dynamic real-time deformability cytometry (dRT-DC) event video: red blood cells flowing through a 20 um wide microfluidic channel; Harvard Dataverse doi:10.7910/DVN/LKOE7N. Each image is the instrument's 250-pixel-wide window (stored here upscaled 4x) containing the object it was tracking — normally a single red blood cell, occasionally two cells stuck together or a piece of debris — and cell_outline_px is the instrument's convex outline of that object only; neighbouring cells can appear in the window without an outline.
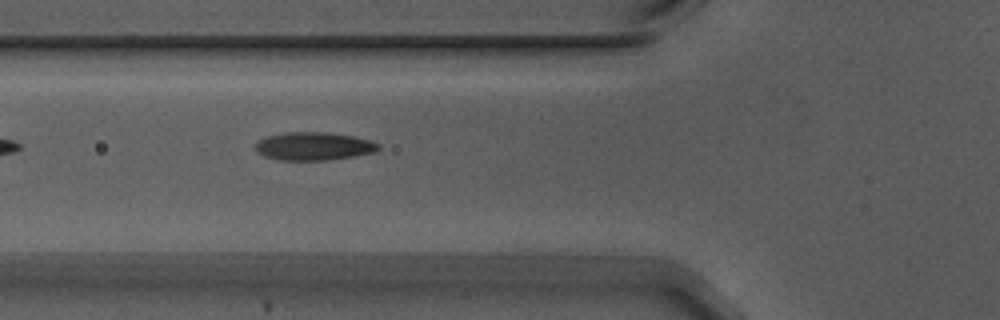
{"species": "Egyptian fruit bat (a non-hibernating species)", "species_latin": "Rousettus aegyptiacus", "temperature_condition": "warm", "stored_images_in_passage": 23, "camera_frame_rate_fps": 3000, "um_per_image_px": 0.085, "animal": {"sex": "male"}, "frame": {"image": 1, "passage_image": 4, "time_ms": 1.0, "image_size_px": [1000, 320], "cell_outline_px": [[380, 148], [376, 152], [328, 160], [280, 160], [264, 156], [256, 152], [256, 140], [268, 136], [284, 132], [328, 132], [352, 136], [372, 140], [380, 144]], "centroid_in_image_um": [26.67, 12.42], "position_along_channel_um": 99.1, "area_um2": 20.29}}
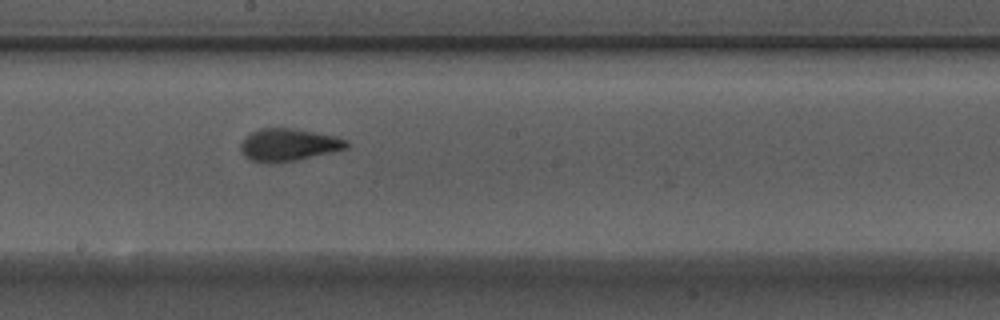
{"frame": {"image": 2, "passage_image": 14, "time_ms": 4.333, "image_size_px": [1000, 320], "cell_outline_px": [[348, 148], [296, 160], [252, 160], [244, 156], [240, 148], [240, 144], [252, 132], [260, 128], [288, 128], [312, 132], [332, 136], [348, 140]], "centroid_in_image_um": [24.54, 12.28], "position_along_channel_um": 223.7, "area_um2": 19.02}}
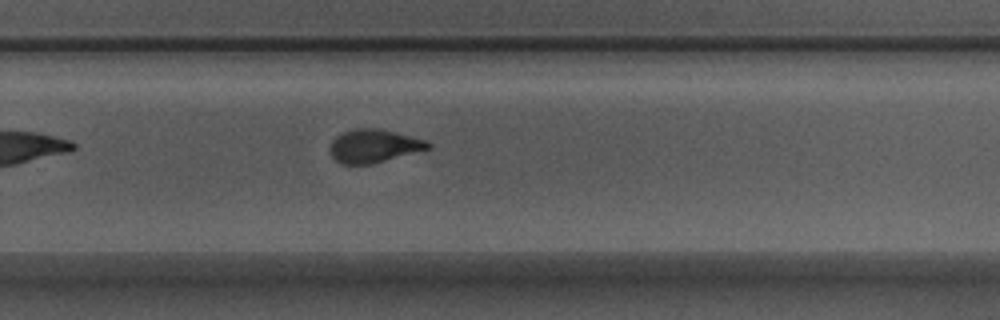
{"frame": {"image": 3, "passage_image": 20, "time_ms": 6.333, "image_size_px": [1000, 320], "cell_outline_px": [[432, 148], [372, 164], [340, 164], [332, 156], [328, 148], [332, 140], [336, 136], [344, 132], [356, 128], [380, 128], [424, 140], [432, 144]], "centroid_in_image_um": [31.76, 12.41], "position_along_channel_um": 298.0, "area_um2": 19.02}}